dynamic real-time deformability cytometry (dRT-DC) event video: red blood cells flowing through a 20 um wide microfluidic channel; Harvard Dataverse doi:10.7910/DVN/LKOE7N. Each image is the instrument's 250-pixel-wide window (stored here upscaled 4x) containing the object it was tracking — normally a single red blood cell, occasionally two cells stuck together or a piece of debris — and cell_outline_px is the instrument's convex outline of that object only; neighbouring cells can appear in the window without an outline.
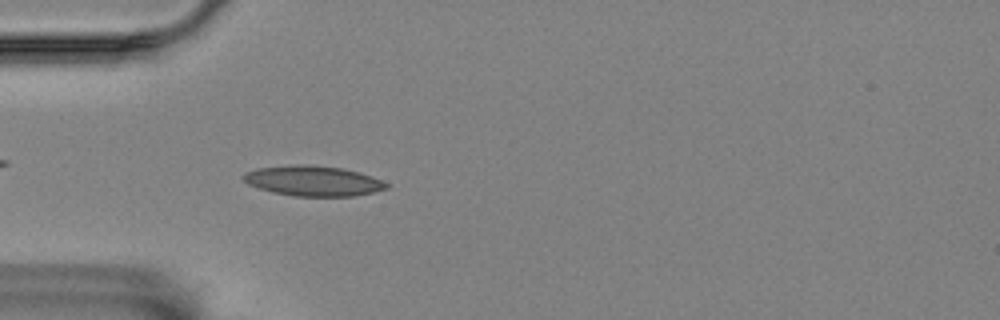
{"species": "Egyptian fruit bat (a non-hibernating species)", "species_latin": "Rousettus aegyptiacus", "temperature_condition": "room temperature", "stored_images_in_passage": 4, "camera_frame_rate_fps": 3000, "um_per_image_px": 0.085, "animal": {"sex": "female"}, "frame": {"image": 1, "passage_image": 4, "time_ms": 1.0, "image_size_px": [1000, 320], "cell_outline_px": [[388, 188], [372, 192], [352, 196], [292, 196], [272, 192], [248, 184], [240, 176], [244, 172], [256, 168], [288, 164], [308, 164], [340, 168], [360, 172], [372, 176], [388, 184]], "centroid_in_image_um": [26.56, 15.36], "position_along_channel_um": 58.4, "area_um2": 25.32}}